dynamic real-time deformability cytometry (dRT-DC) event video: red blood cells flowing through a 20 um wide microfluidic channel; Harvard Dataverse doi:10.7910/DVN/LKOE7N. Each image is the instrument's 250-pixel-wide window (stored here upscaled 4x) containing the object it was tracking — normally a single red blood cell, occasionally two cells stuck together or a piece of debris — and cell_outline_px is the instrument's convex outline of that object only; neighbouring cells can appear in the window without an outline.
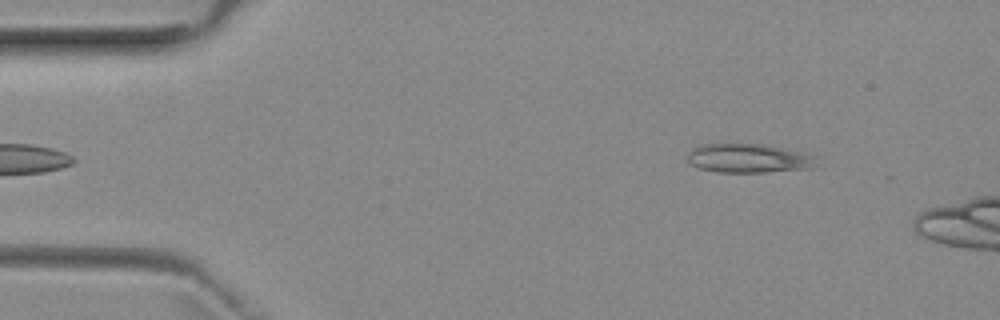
{"species": "common noctule bat (a hibernating species)", "species_latin": "Nyctalus noctula", "temperature_condition": "room temperature", "stored_images_in_passage": 3, "camera_frame_rate_fps": 3000, "um_per_image_px": 0.085, "animal": {"sex": "female", "body_mass_g": 29.2, "forearm_length_mm": 56.3}, "frame": {"image": 1, "passage_image": 1, "time_ms": 0.0, "image_size_px": [1000, 320], "cell_outline_px": [[820, 164], [808, 168], [764, 172], [716, 172], [700, 168], [692, 164], [688, 160], [688, 152], [692, 148], [704, 144], [760, 144], [800, 152], [816, 156]], "centroid_in_image_um": [63.63, 13.46], "position_along_channel_um": 21.4, "area_um2": 21.56}}